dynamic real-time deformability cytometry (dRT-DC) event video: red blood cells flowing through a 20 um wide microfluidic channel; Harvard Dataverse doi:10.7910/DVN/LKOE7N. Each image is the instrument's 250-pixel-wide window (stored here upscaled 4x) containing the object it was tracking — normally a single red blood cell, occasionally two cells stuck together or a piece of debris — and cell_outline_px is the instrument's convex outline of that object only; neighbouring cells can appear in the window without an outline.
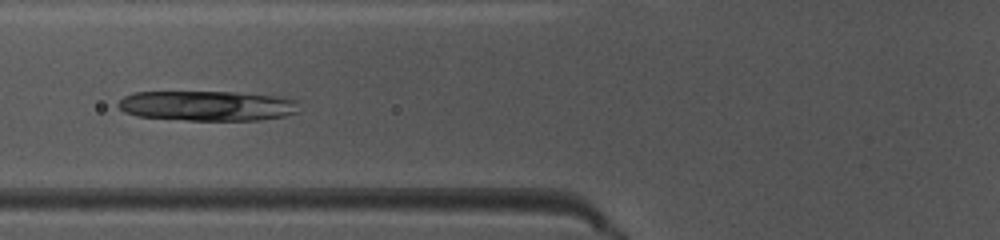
{"species": "common noctule bat (a hibernating species)", "species_latin": "Nyctalus noctula", "temperature_condition": "warm", "stored_images_in_passage": 34, "camera_frame_rate_fps": 3000, "um_per_image_px": 0.085, "animal": {"sex": "female", "body_mass_g": 10.0, "forearm_length_mm": 53.1}, "frame": {"image": 1, "passage_image": 4, "time_ms": 1.0, "image_size_px": [1000, 240], "cell_outline_px": [[300, 112], [284, 116], [260, 120], [188, 120], [136, 116], [124, 112], [116, 104], [124, 96], [132, 92], [236, 92], [280, 96], [296, 100]], "centroid_in_image_um": [17.63, 8.99], "position_along_channel_um": 108.2, "area_um2": 31.91}}
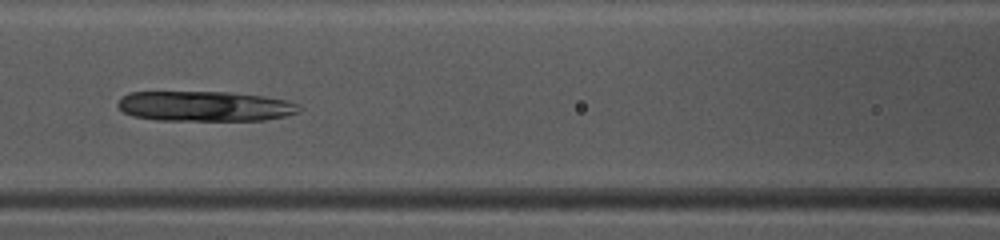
{"frame": {"image": 2, "passage_image": 7, "time_ms": 2.0, "image_size_px": [1000, 240], "cell_outline_px": [[300, 112], [288, 116], [264, 120], [156, 120], [132, 116], [124, 112], [116, 104], [128, 92], [228, 92], [264, 96], [288, 100], [300, 104]], "centroid_in_image_um": [17.46, 9.03], "position_along_channel_um": 149.1, "area_um2": 32.02}}